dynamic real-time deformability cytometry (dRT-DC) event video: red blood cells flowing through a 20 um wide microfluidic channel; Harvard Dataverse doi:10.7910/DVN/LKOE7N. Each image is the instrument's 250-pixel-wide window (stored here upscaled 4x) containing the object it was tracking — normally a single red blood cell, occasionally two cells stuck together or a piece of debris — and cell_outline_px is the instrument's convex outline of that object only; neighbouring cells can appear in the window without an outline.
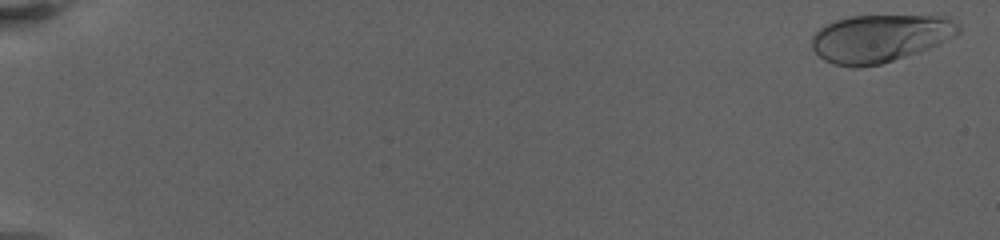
{"species": "human", "species_latin": "Homo sapiens", "temperature_condition": "warm", "stored_images_in_passage": 31, "camera_frame_rate_fps": 3000, "um_per_image_px": 0.085, "donor": {"sex": "female"}, "frame": {"image": 1, "passage_image": 1, "time_ms": 0.0, "image_size_px": [1000, 240], "cell_outline_px": [[960, 32], [956, 36], [948, 40], [928, 48], [880, 64], [856, 68], [852, 68], [832, 64], [824, 60], [812, 48], [812, 36], [824, 24], [836, 20], [852, 16], [944, 16], [956, 24], [960, 28]], "centroid_in_image_um": [74.76, 3.26], "position_along_channel_um": 10.2, "area_um2": 40.46}}
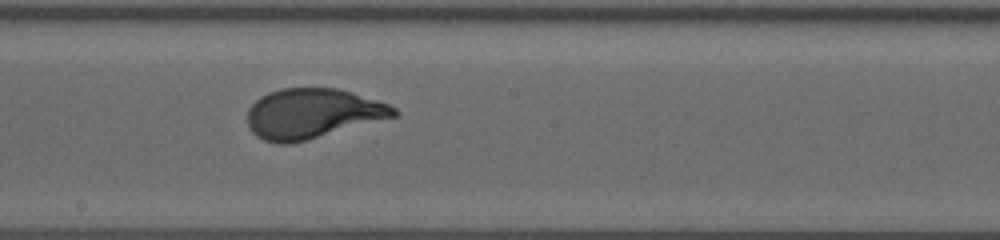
{"frame": {"image": 2, "passage_image": 19, "time_ms": 13.0, "image_size_px": [1000, 240], "cell_outline_px": [[400, 112], [396, 116], [304, 140], [288, 144], [280, 144], [264, 140], [256, 136], [248, 128], [248, 108], [260, 96], [268, 92], [280, 88], [336, 88], [376, 100], [388, 104], [396, 108]], "centroid_in_image_um": [26.51, 9.64], "position_along_channel_um": 221.7, "area_um2": 42.14}}
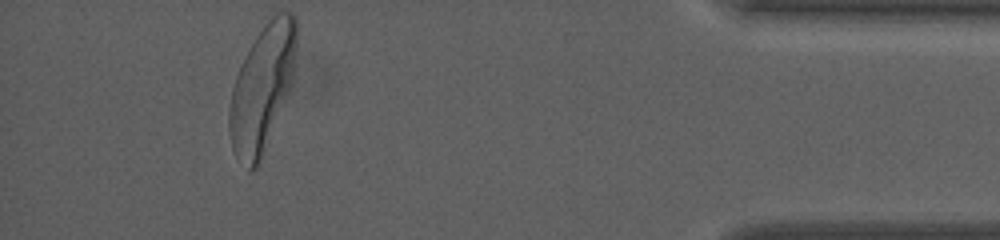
{"frame": {"image": 3, "passage_image": 31, "time_ms": 20.667, "image_size_px": [1000, 240], "cell_outline_px": [[296, 44], [292, 84], [260, 164], [252, 172], [248, 172], [236, 156], [232, 148], [228, 132], [228, 112], [232, 88], [236, 76], [244, 56], [248, 48], [264, 24], [272, 16], [280, 12], [292, 12], [296, 16]], "centroid_in_image_um": [22.27, 7.55], "position_along_channel_um": 412.9, "area_um2": 49.71}, "authors_computed_cell_mechanics": {"area_um2": 41.7316, "velocity_mm_per_s": 3.1144, "shape_relaxation_time_tau1_ms": 3.8397, "shape_relaxation_time_tau2_ms": null, "deformation_change_tau1": 0.199, "deformation_change_tau2": null}}